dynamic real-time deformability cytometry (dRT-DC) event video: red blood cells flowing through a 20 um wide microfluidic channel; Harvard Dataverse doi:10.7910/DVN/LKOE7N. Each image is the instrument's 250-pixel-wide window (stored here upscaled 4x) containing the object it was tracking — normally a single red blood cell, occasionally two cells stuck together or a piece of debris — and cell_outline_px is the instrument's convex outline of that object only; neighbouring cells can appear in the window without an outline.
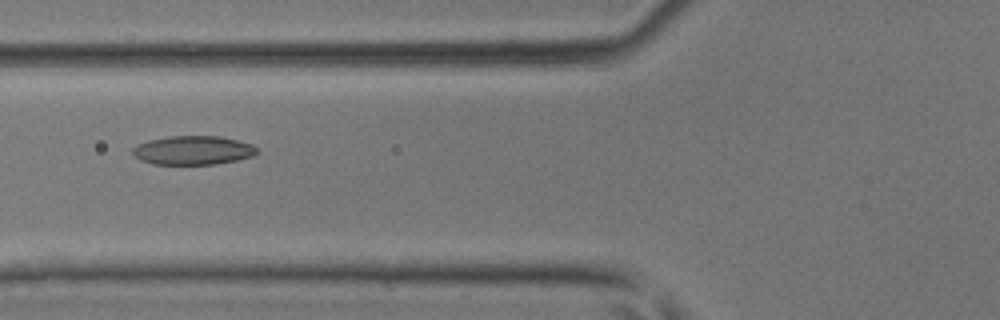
{"species": "common noctule bat (a hibernating species)", "species_latin": "Nyctalus noctula", "temperature_condition": "room temperature", "stored_images_in_passage": 40, "camera_frame_rate_fps": 3000, "um_per_image_px": 0.085, "animal": {"sex": "male", "body_mass_g": 17.9, "forearm_length_mm": 54.2}, "frame": {"image": 1, "passage_image": 13, "time_ms": 4.0, "image_size_px": [1000, 320], "cell_outline_px": [[260, 152], [252, 156], [236, 160], [216, 164], [152, 164], [140, 160], [132, 152], [132, 148], [136, 144], [148, 140], [168, 136], [220, 136], [252, 144]], "centroid_in_image_um": [16.39, 12.77], "position_along_channel_um": 109.4, "area_um2": 20.98}}
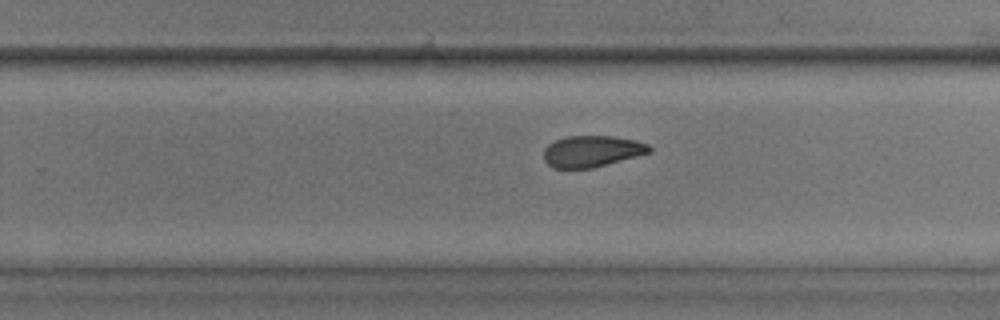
{"frame": {"image": 2, "passage_image": 24, "time_ms": 7.667, "image_size_px": [1000, 320], "cell_outline_px": [[652, 152], [592, 168], [552, 168], [544, 160], [544, 148], [548, 144], [564, 136], [612, 136], [636, 140], [648, 144], [652, 148]], "centroid_in_image_um": [50.31, 12.85], "position_along_channel_um": 279.5, "area_um2": 19.36}}
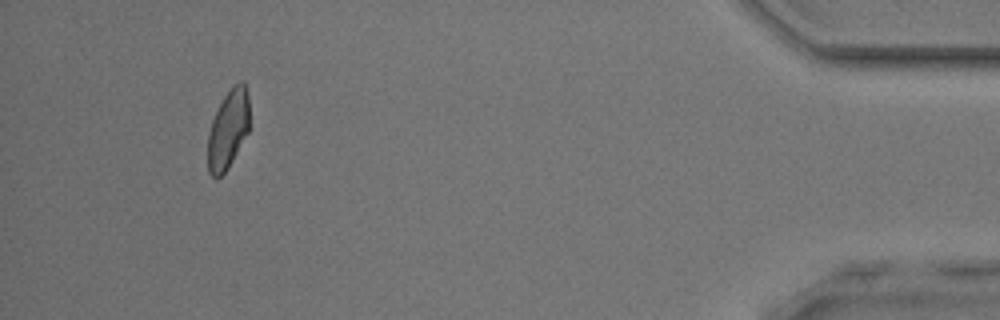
{"frame": {"image": 3, "passage_image": 37, "time_ms": 12.0, "image_size_px": [1000, 320], "cell_outline_px": [[248, 132], [228, 168], [216, 180], [208, 172], [208, 136], [212, 120], [224, 96], [240, 80], [244, 80], [248, 96]], "centroid_in_image_um": [19.38, 11.02], "position_along_channel_um": 415.8, "area_um2": 18.84}}